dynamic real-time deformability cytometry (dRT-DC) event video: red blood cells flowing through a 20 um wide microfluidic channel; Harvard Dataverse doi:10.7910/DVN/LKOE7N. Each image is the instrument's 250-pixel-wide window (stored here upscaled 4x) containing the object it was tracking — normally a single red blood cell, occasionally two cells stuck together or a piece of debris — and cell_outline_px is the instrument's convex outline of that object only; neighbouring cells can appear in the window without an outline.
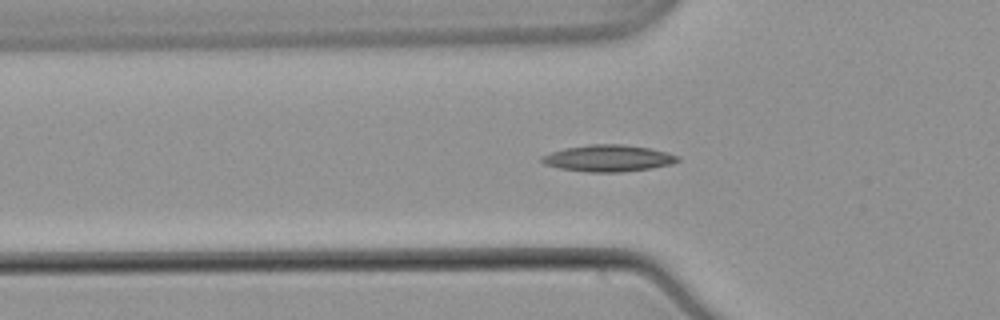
{"species": "common noctule bat (a hibernating species)", "species_latin": "Nyctalus noctula", "temperature_condition": "warm", "stored_images_in_passage": 54, "camera_frame_rate_fps": 3000, "um_per_image_px": 0.085, "animal": {"sex": "male", "body_mass_g": 21.5, "forearm_length_mm": 52.0}, "frame": {"image": 1, "passage_image": 18, "time_ms": 5.667, "image_size_px": [1000, 320], "cell_outline_px": [[680, 160], [672, 164], [652, 168], [620, 172], [588, 172], [560, 168], [544, 164], [540, 160], [540, 156], [552, 152], [568, 148], [592, 144], [620, 144], [648, 148], [668, 152], [680, 156]], "centroid_in_image_um": [51.73, 13.46], "position_along_channel_um": 74.1, "area_um2": 20.98}}
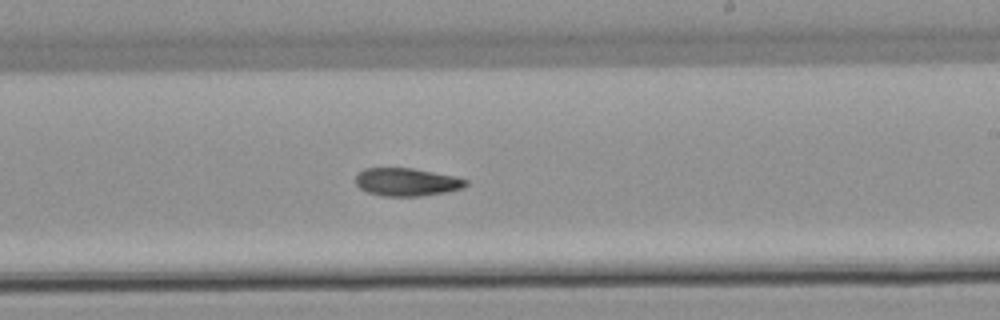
{"frame": {"image": 2, "passage_image": 32, "time_ms": 10.333, "image_size_px": [1000, 320], "cell_outline_px": [[468, 184], [464, 188], [448, 192], [420, 196], [384, 196], [368, 192], [360, 188], [356, 184], [356, 176], [364, 168], [412, 168], [456, 176], [468, 180]], "centroid_in_image_um": [34.62, 15.47], "position_along_channel_um": 254.4, "area_um2": 18.03}}
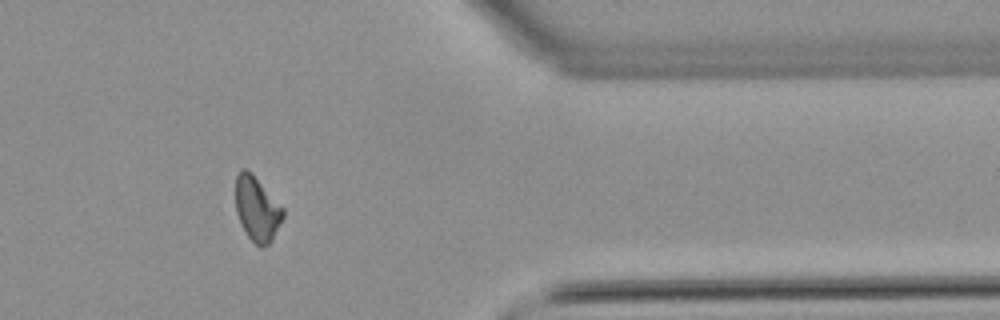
{"frame": {"image": 3, "passage_image": 44, "time_ms": 14.333, "image_size_px": [1000, 320], "cell_outline_px": [[284, 216], [272, 240], [268, 244], [260, 248], [248, 236], [236, 212], [236, 176], [240, 168], [244, 168], [252, 172], [284, 208]], "centroid_in_image_um": [21.86, 17.72], "position_along_channel_um": 389.5, "area_um2": 17.8}, "authors_computed_cell_mechanics": {"area_um2": 18.2937, "velocity_mm_per_s": 3.8653, "shape_relaxation_time_tau1_ms": null, "shape_relaxation_time_tau2_ms": 8.3489, "deformation_change_tau1": null, "deformation_change_tau2": 0.1591}}